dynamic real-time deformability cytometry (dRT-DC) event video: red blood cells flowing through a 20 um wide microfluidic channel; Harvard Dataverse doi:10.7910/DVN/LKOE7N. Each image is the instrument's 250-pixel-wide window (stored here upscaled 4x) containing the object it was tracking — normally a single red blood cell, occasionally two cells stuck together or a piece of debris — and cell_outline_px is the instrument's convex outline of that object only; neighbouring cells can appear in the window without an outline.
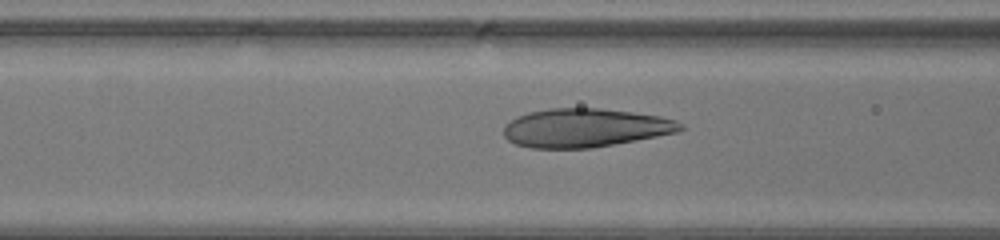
{"species": "human", "species_latin": "Homo sapiens", "temperature_condition": "warm", "stored_images_in_passage": 10, "camera_frame_rate_fps": 3000, "um_per_image_px": 0.085, "donor": {"sex": "male"}, "frame": {"image": 1, "passage_image": 9, "time_ms": 2.667, "image_size_px": [1000, 240], "cell_outline_px": [[684, 128], [676, 132], [656, 136], [592, 148], [528, 148], [516, 144], [508, 140], [504, 136], [504, 124], [516, 116], [528, 112], [552, 108], [600, 108], [632, 112], [660, 116], [676, 120], [684, 124]], "centroid_in_image_um": [49.7, 10.86], "position_along_channel_um": 116.9, "area_um2": 39.82}}